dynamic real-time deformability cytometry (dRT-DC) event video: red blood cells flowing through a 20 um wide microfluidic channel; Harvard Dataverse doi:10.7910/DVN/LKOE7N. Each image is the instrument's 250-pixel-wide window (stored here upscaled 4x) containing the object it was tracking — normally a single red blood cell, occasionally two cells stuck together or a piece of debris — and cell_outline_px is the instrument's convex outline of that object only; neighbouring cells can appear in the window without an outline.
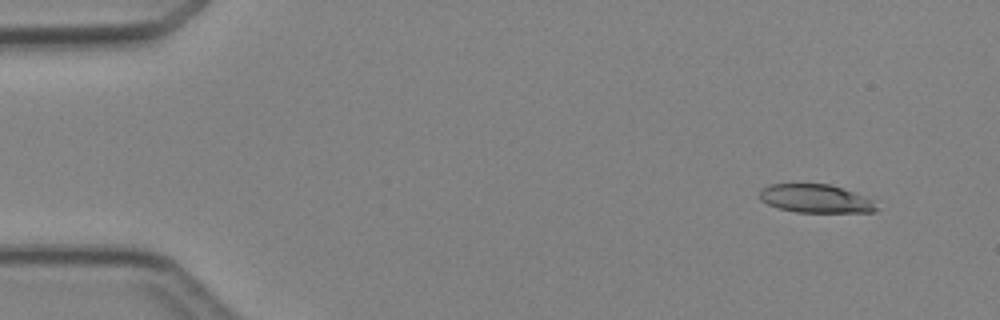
{"species": "Egyptian fruit bat (a non-hibernating species)", "species_latin": "Rousettus aegyptiacus", "temperature_condition": "cold", "stored_images_in_passage": 4, "segment_of_instrument_passage": [1, 2], "camera_frame_rate_fps": 3000, "um_per_image_px": 0.085, "animal": {"sex": "female"}, "frame": {"image": 1, "passage_image": 1, "time_ms": 0.0, "image_size_px": [1000, 320], "cell_outline_px": [[876, 212], [796, 212], [780, 208], [768, 204], [760, 200], [760, 188], [768, 184], [828, 184], [864, 196], [872, 200], [876, 208]], "centroid_in_image_um": [69.27, 16.88], "position_along_channel_um": 15.7, "area_um2": 19.07}}